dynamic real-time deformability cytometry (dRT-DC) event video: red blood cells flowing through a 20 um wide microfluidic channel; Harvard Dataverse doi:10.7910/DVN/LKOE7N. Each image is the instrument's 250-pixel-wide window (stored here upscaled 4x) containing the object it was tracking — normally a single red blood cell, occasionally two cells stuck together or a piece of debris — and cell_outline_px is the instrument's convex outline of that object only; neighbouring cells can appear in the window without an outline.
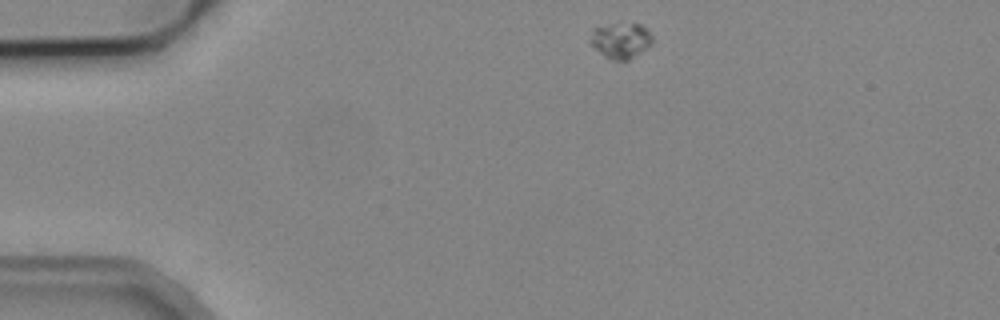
{"species": "common noctule bat (a hibernating species)", "species_latin": "Nyctalus noctula", "temperature_condition": "cold", "stored_images_in_passage": 3, "camera_frame_rate_fps": 3000, "um_per_image_px": 0.085, "animal": {"sex": "male", "body_mass_g": 19.2, "forearm_length_mm": 51.8}, "frame": {"image": 1, "passage_image": 1, "time_ms": 0.0, "image_size_px": [1000, 320], "cell_outline_px": [[652, 44], [628, 60], [612, 60], [604, 56], [588, 40], [592, 28], [632, 24], [640, 24], [652, 36]], "centroid_in_image_um": [52.75, 3.47], "position_along_channel_um": 32.3, "area_um2": 12.37}}